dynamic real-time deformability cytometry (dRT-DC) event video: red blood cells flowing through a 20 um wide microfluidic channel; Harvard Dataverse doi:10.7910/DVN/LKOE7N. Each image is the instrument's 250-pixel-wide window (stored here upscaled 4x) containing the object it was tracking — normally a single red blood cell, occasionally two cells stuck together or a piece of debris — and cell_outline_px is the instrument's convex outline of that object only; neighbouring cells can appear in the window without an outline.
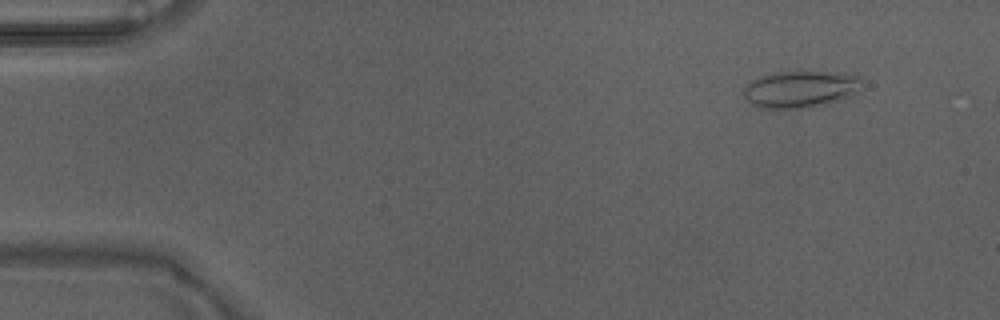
{"species": "Egyptian fruit bat (a non-hibernating species)", "species_latin": "Rousettus aegyptiacus", "temperature_condition": "warm", "stored_images_in_passage": 47, "camera_frame_rate_fps": 3000, "um_per_image_px": 0.085, "animal": {"sex": "male"}, "frame": {"image": 1, "passage_image": 5, "time_ms": 1.333, "image_size_px": [1000, 320], "cell_outline_px": [[864, 88], [852, 96], [828, 104], [800, 108], [760, 108], [752, 104], [744, 96], [744, 88], [752, 80], [760, 76], [772, 72], [840, 72], [856, 76], [860, 80]], "centroid_in_image_um": [68.07, 7.58], "position_along_channel_um": 16.9, "area_um2": 25.49}}
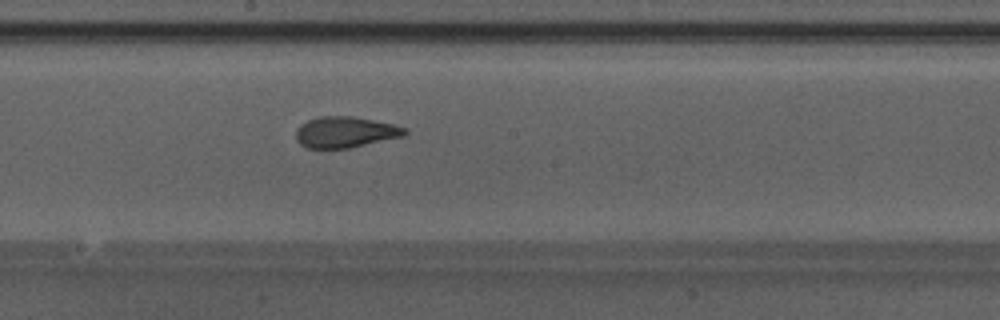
{"frame": {"image": 2, "passage_image": 27, "time_ms": 8.667, "image_size_px": [1000, 320], "cell_outline_px": [[408, 132], [404, 136], [348, 148], [308, 148], [300, 144], [296, 140], [296, 128], [300, 124], [308, 120], [320, 116], [352, 116], [392, 124], [408, 128]], "centroid_in_image_um": [29.34, 11.23], "position_along_channel_um": 218.9, "area_um2": 19.65}}
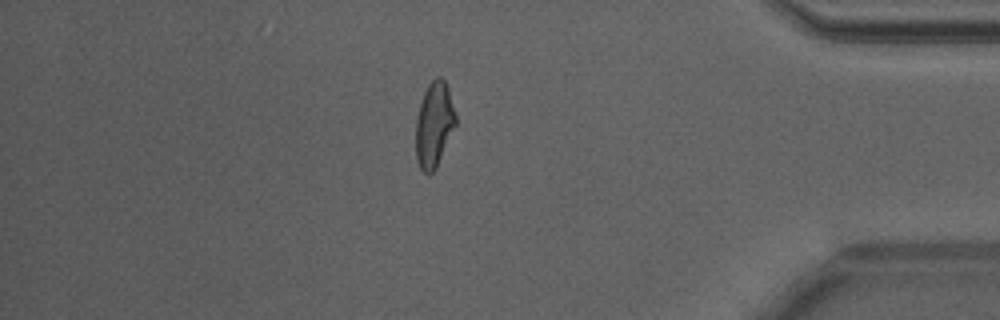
{"frame": {"image": 3, "passage_image": 42, "time_ms": 13.667, "image_size_px": [1000, 320], "cell_outline_px": [[456, 124], [436, 168], [428, 176], [420, 168], [416, 160], [416, 120], [420, 104], [424, 92], [428, 84], [436, 76], [440, 76], [444, 80], [448, 88], [456, 116]], "centroid_in_image_um": [36.89, 10.6], "position_along_channel_um": 398.3, "area_um2": 19.71}}